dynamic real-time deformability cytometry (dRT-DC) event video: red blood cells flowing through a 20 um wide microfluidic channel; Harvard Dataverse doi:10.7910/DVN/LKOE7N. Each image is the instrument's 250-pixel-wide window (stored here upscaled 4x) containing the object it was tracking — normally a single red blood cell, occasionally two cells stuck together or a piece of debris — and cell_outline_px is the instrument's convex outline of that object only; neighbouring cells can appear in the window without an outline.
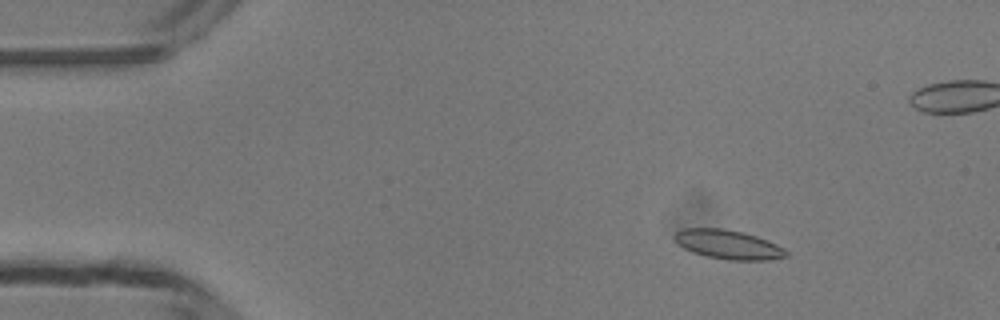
{"species": "common noctule bat (a hibernating species)", "species_latin": "Nyctalus noctula", "temperature_condition": "room temperature", "stored_images_in_passage": 47, "camera_frame_rate_fps": 3000, "um_per_image_px": 0.085, "animal": {"sex": "male", "body_mass_g": 13.3}, "frame": {"image": 1, "passage_image": 6, "time_ms": 1.667, "image_size_px": [1000, 320], "cell_outline_px": [[788, 256], [772, 260], [728, 260], [708, 256], [692, 252], [684, 248], [672, 236], [676, 232], [684, 228], [724, 228], [744, 232], [756, 236], [776, 244], [784, 248], [788, 252]], "centroid_in_image_um": [61.92, 20.78], "position_along_channel_um": 23.1, "area_um2": 18.96}}
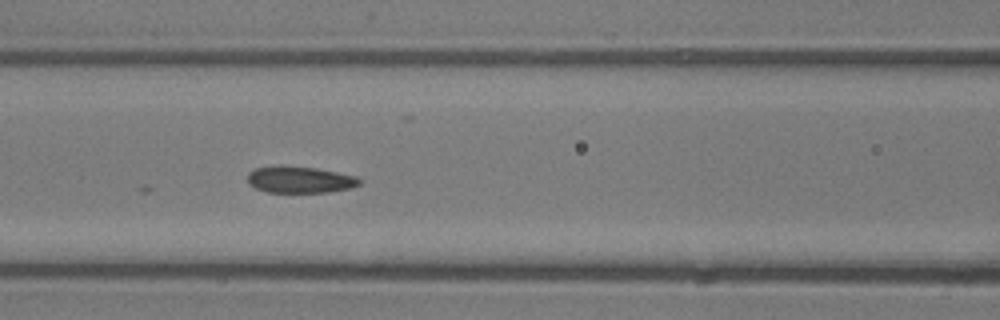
{"frame": {"image": 2, "passage_image": 20, "time_ms": 6.333, "image_size_px": [1000, 320], "cell_outline_px": [[360, 184], [352, 188], [328, 192], [264, 192], [248, 184], [248, 172], [256, 168], [280, 164], [316, 168], [356, 176], [360, 180]], "centroid_in_image_um": [25.45, 15.26], "position_along_channel_um": 141.1, "area_um2": 17.57}}
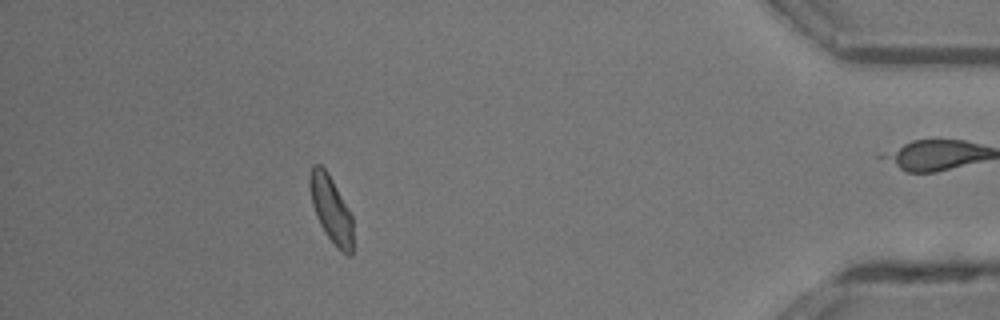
{"frame": {"image": 3, "passage_image": 43, "time_ms": 14.0, "image_size_px": [1000, 320], "cell_outline_px": [[352, 256], [348, 256], [324, 232], [316, 216], [312, 204], [308, 184], [308, 176], [312, 164], [320, 164], [328, 172], [348, 208], [352, 216]], "centroid_in_image_um": [28.1, 17.71], "position_along_channel_um": 407.1, "area_um2": 16.65}}